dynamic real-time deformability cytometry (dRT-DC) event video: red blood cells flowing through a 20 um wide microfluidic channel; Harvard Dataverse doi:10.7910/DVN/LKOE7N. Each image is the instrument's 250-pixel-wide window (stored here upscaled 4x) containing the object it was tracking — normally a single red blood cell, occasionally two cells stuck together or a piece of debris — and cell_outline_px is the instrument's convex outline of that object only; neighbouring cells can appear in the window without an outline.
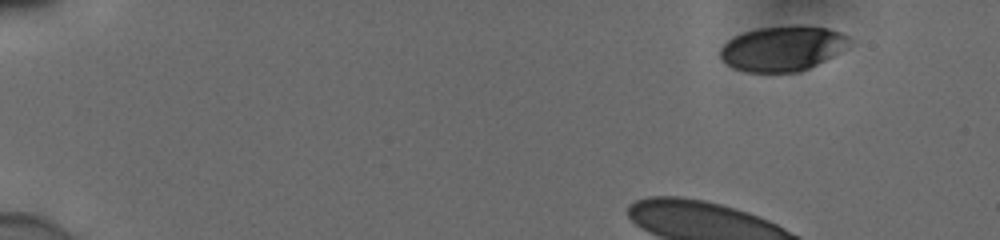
{"species": "human", "species_latin": "Homo sapiens", "temperature_condition": "cold", "stored_images_in_passage": 44, "camera_frame_rate_fps": 3000, "um_per_image_px": 0.085, "donor": {"sex": "male"}, "frame": {"image": 1, "passage_image": 1, "time_ms": 0.0, "image_size_px": [1000, 240], "cell_outline_px": [[848, 36], [836, 52], [824, 60], [800, 72], [748, 72], [736, 68], [728, 64], [720, 56], [720, 48], [728, 40], [744, 32], [760, 28], [828, 28], [840, 32]], "centroid_in_image_um": [66.39, 4.16], "position_along_channel_um": 18.6, "area_um2": 32.02}}
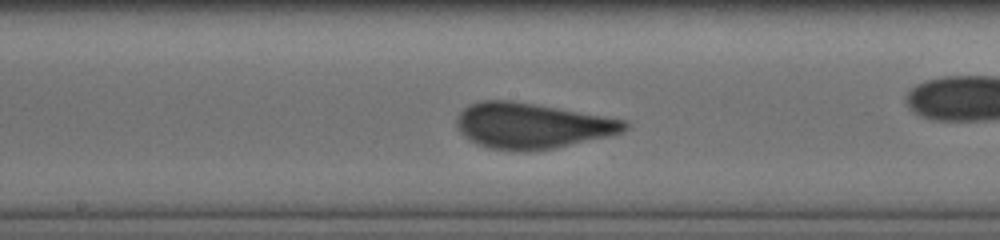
{"frame": {"image": 2, "passage_image": 24, "time_ms": 7.667, "image_size_px": [1000, 240], "cell_outline_px": [[628, 128], [624, 132], [612, 136], [556, 148], [524, 152], [520, 152], [488, 148], [476, 144], [464, 136], [460, 132], [456, 124], [456, 116], [468, 104], [480, 100], [512, 100], [628, 120]], "centroid_in_image_um": [45.22, 10.69], "position_along_channel_um": 203.0, "area_um2": 45.26}}
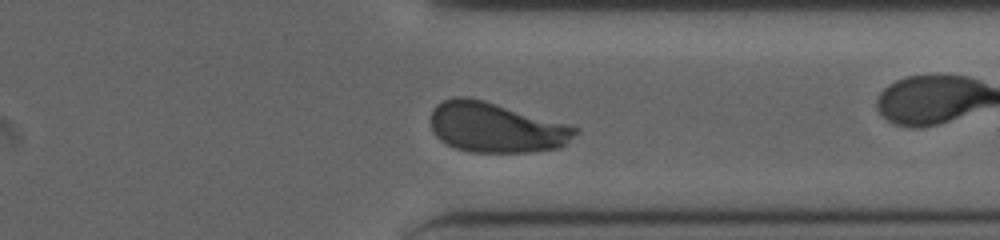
{"frame": {"image": 3, "passage_image": 37, "time_ms": 12.0, "image_size_px": [1000, 240], "cell_outline_px": [[580, 132], [560, 148], [528, 152], [472, 152], [456, 148], [440, 140], [436, 136], [432, 128], [432, 112], [436, 104], [452, 96], [468, 96], [484, 100], [568, 124], [580, 128]], "centroid_in_image_um": [42.18, 10.83], "position_along_channel_um": 369.2, "area_um2": 42.19}, "authors_computed_cell_mechanics": {"area_um2": 43.1766, "velocity_mm_per_s": 3.8477, "shape_relaxation_time_tau1_ms": 7.2043, "shape_relaxation_time_tau2_ms": null, "deformation_change_tau1": 0.1861, "deformation_change_tau2": null}}